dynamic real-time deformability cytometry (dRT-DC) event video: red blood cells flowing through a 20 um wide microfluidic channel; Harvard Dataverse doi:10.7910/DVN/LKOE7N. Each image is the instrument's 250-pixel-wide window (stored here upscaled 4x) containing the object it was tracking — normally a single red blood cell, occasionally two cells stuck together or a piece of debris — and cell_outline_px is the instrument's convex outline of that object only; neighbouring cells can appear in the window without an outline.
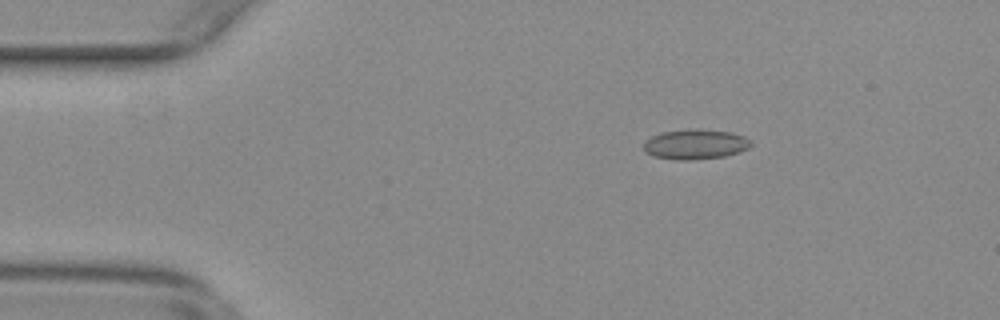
{"species": "common noctule bat (a hibernating species)", "species_latin": "Nyctalus noctula", "temperature_condition": "warm", "stored_images_in_passage": 55, "camera_frame_rate_fps": 3000, "um_per_image_px": 0.085, "animal": {"sex": "female", "body_mass_g": 29.2, "forearm_length_mm": 56.3}, "frame": {"image": 1, "passage_image": 9, "time_ms": 2.667, "image_size_px": [1000, 320], "cell_outline_px": [[752, 144], [748, 148], [724, 156], [688, 160], [680, 160], [652, 156], [644, 152], [644, 144], [652, 136], [664, 132], [732, 132], [744, 136]], "centroid_in_image_um": [59.08, 12.32], "position_along_channel_um": 25.9, "area_um2": 17.51}}
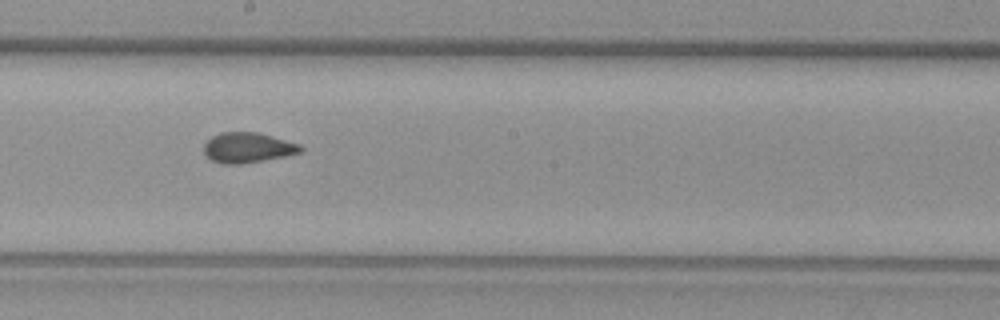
{"frame": {"image": 2, "passage_image": 30, "time_ms": 9.667, "image_size_px": [1000, 320], "cell_outline_px": [[304, 148], [300, 152], [284, 156], [264, 160], [240, 164], [224, 164], [212, 160], [204, 152], [204, 144], [212, 136], [220, 132], [256, 132], [272, 136], [300, 144]], "centroid_in_image_um": [21.05, 12.54], "position_along_channel_um": 227.1, "area_um2": 16.88}}
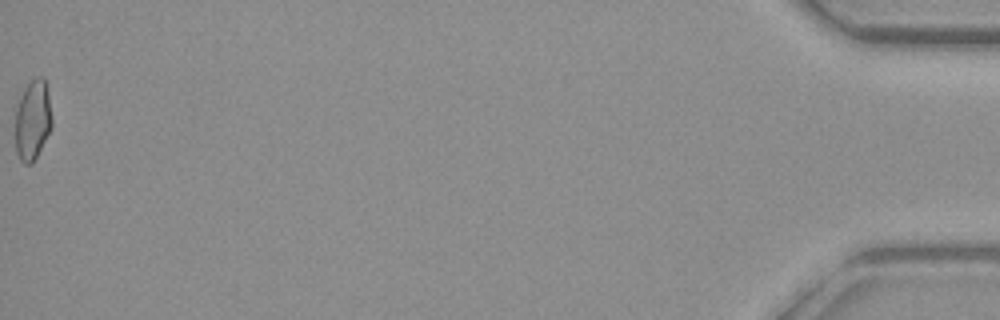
{"frame": {"image": 3, "passage_image": 55, "time_ms": 18.0, "image_size_px": [1000, 320], "cell_outline_px": [[52, 128], [32, 164], [24, 164], [20, 160], [16, 152], [16, 108], [20, 96], [24, 88], [36, 76], [44, 76], [48, 88], [52, 116]], "centroid_in_image_um": [2.8, 10.18], "position_along_channel_um": 432.4, "area_um2": 17.34}, "authors_computed_cell_mechanics": {"area_um2": 17.2244, "velocity_mm_per_s": 3.7813, "shape_relaxation_time_tau1_ms": null, "shape_relaxation_time_tau2_ms": 0.9698, "deformation_change_tau1": null, "deformation_change_tau2": 0.0689}}